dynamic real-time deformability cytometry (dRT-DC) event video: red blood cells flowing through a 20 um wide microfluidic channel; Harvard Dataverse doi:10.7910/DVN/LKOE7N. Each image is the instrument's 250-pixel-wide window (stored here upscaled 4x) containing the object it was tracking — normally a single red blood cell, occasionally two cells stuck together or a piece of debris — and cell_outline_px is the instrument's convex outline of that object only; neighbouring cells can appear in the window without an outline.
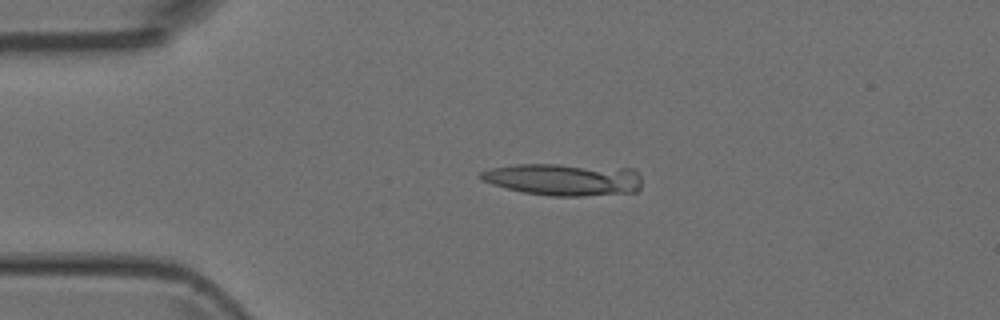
{"species": "Egyptian fruit bat (a non-hibernating species)", "species_latin": "Rousettus aegyptiacus", "temperature_condition": "room temperature", "stored_images_in_passage": 2, "camera_frame_rate_fps": 3000, "um_per_image_px": 0.085, "animal": {"sex": "female"}, "frame": {"image": 1, "passage_image": 1, "time_ms": 0.0, "image_size_px": [1000, 320], "cell_outline_px": [[640, 188], [636, 192], [584, 196], [552, 196], [524, 192], [492, 184], [480, 180], [476, 176], [480, 172], [492, 168], [516, 164], [560, 164], [632, 168], [640, 172]], "centroid_in_image_um": [47.93, 15.24], "position_along_channel_um": 37.1, "area_um2": 30.46}}